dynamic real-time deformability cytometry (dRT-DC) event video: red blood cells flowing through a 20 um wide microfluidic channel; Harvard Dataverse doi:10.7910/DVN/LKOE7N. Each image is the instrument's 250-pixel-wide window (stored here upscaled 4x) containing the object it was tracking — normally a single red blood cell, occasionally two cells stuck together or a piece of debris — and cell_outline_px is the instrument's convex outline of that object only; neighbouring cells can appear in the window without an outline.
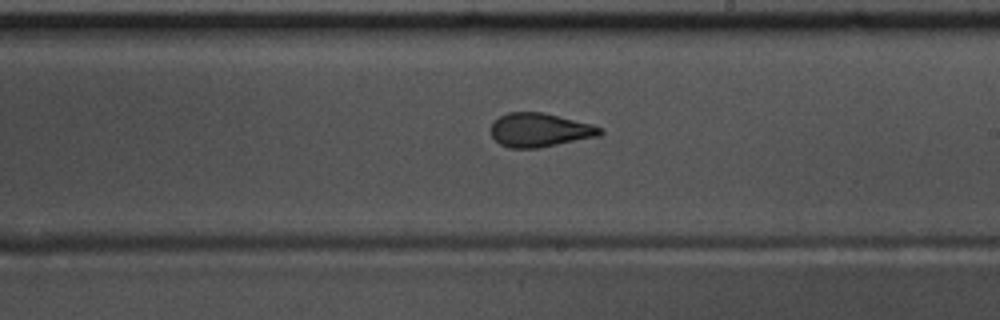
{"species": "common noctule bat (a hibernating species)", "species_latin": "Nyctalus noctula", "temperature_condition": "warm", "stored_images_in_passage": 41, "camera_frame_rate_fps": 3000, "um_per_image_px": 0.085, "animal": {"sex": "male", "body_mass_g": 17.5, "forearm_length_mm": 52.3}, "frame": {"image": 1, "passage_image": 18, "time_ms": 5.667, "image_size_px": [1000, 320], "cell_outline_px": [[604, 132], [600, 136], [536, 148], [512, 148], [500, 144], [492, 136], [492, 124], [500, 116], [508, 112], [544, 112], [592, 124], [604, 128]], "centroid_in_image_um": [45.93, 11.04], "position_along_channel_um": 243.1, "area_um2": 21.44}, "authors_computed_cell_mechanics": {"area_um2": 22.1374, "velocity_mm_per_s": 3.7136, "shape_relaxation_time_tau1_ms": 6.5487, "shape_relaxation_time_tau2_ms": 1.3561, "deformation_change_tau1": 0.1739, "deformation_change_tau2": 0.0668}}